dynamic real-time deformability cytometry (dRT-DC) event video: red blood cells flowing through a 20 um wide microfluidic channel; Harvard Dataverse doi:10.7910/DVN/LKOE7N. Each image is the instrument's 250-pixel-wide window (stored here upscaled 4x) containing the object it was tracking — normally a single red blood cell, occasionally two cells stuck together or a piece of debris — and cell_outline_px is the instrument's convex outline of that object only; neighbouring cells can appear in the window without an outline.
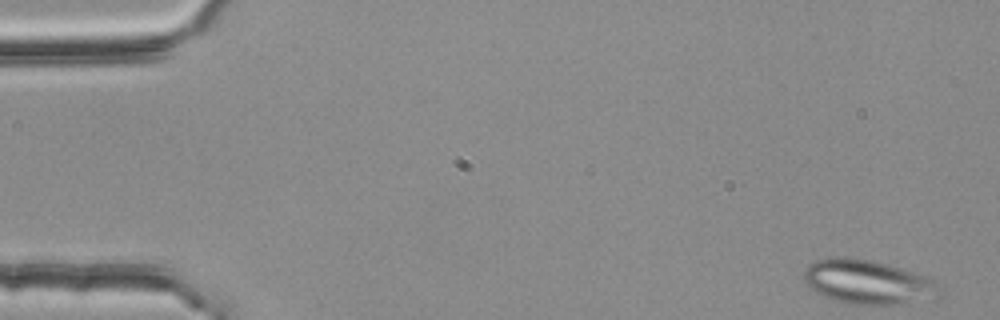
{"species": "common noctule bat (a hibernating species)", "species_latin": "Nyctalus noctula", "temperature_condition": "room temperature", "stored_images_in_passage": 51, "segment_of_instrument_passage": [1, 2], "camera_frame_rate_fps": 3000, "um_per_image_px": 0.085, "animal": {"sex": "female", "body_mass_g": 25.1}, "frame": {"image": 1, "passage_image": 1, "time_ms": 0.0, "image_size_px": [1000, 320], "cell_outline_px": [[940, 280], [936, 300], [888, 304], [844, 304], [824, 296], [816, 292], [804, 280], [804, 268], [808, 264], [816, 260], [836, 256], [848, 256], [872, 260], [888, 264]], "centroid_in_image_um": [73.79, 23.96], "position_along_channel_um": 11.2, "area_um2": 35.37}}